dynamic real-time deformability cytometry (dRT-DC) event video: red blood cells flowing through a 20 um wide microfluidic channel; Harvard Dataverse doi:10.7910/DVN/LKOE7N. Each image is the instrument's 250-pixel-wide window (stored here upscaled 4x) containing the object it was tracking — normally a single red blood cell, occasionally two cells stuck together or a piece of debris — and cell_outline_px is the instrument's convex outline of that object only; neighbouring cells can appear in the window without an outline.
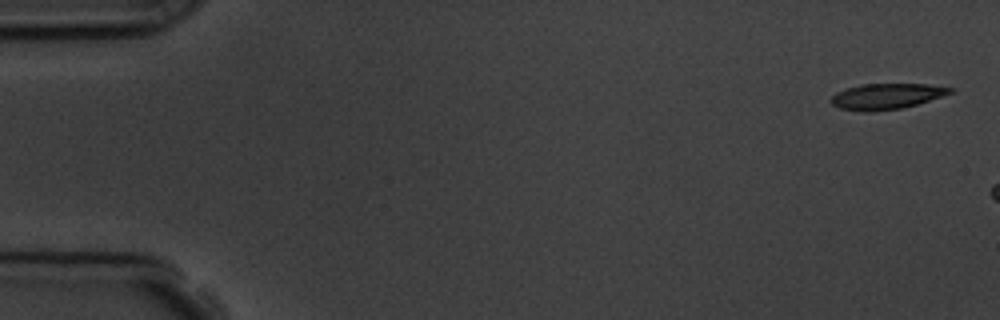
{"species": "common noctule bat (a hibernating species)", "species_latin": "Nyctalus noctula", "temperature_condition": "room temperature", "stored_images_in_passage": 4, "camera_frame_rate_fps": 3000, "um_per_image_px": 0.085, "animal": {"sex": "male", "body_mass_g": 19.5, "forearm_length_mm": 54.6}, "frame": {"image": 1, "passage_image": 1, "time_ms": 0.0, "image_size_px": [1000, 320], "cell_outline_px": [[956, 92], [916, 104], [900, 108], [872, 112], [864, 112], [840, 108], [832, 104], [828, 100], [836, 92], [860, 84], [928, 84], [956, 88]], "centroid_in_image_um": [75.37, 8.18], "position_along_channel_um": 9.6, "area_um2": 17.98}}